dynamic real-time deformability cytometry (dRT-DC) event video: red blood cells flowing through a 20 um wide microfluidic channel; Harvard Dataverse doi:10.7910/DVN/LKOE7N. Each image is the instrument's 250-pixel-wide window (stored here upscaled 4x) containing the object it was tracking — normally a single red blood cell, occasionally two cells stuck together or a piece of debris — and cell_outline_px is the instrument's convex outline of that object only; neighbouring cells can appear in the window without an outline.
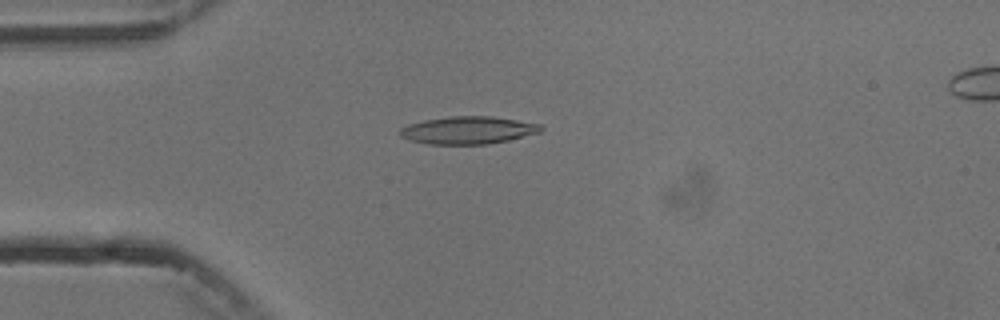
{"species": "common noctule bat (a hibernating species)", "species_latin": "Nyctalus noctula", "temperature_condition": "cold", "stored_images_in_passage": 5, "camera_frame_rate_fps": 3000, "um_per_image_px": 0.085, "animal": {"sex": "male", "body_mass_g": 13.3}, "frame": {"image": 1, "passage_image": 4, "time_ms": 3.333, "image_size_px": [1000, 320], "cell_outline_px": [[544, 128], [540, 132], [508, 140], [488, 144], [428, 144], [408, 140], [400, 136], [400, 128], [408, 124], [424, 120], [448, 116], [492, 116], [540, 124]], "centroid_in_image_um": [39.76, 11.06], "position_along_channel_um": 45.2, "area_um2": 22.66}}